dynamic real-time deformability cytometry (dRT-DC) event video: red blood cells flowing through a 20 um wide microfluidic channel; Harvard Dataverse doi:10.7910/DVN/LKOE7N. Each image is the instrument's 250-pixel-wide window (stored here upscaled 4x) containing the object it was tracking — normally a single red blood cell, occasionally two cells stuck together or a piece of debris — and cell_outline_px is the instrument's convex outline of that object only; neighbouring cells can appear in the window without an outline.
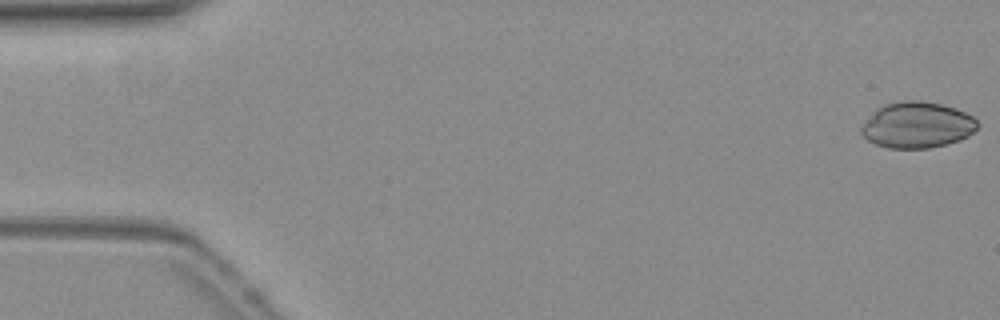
{"species": "common noctule bat (a hibernating species)", "species_latin": "Nyctalus noctula", "temperature_condition": "warm", "stored_images_in_passage": 13, "camera_frame_rate_fps": 3000, "um_per_image_px": 0.085, "animal": {"sex": "female", "body_mass_g": 19.3, "forearm_length_mm": 54.1}, "frame": {"image": 1, "passage_image": 1, "time_ms": 0.0, "image_size_px": [1000, 320], "cell_outline_px": [[976, 128], [968, 136], [944, 144], [928, 148], [888, 148], [876, 144], [868, 140], [860, 132], [860, 128], [876, 108], [884, 104], [900, 100], [920, 100], [940, 104], [964, 112], [972, 116], [976, 120]], "centroid_in_image_um": [77.9, 10.61], "position_along_channel_um": 7.1, "area_um2": 30.81}}